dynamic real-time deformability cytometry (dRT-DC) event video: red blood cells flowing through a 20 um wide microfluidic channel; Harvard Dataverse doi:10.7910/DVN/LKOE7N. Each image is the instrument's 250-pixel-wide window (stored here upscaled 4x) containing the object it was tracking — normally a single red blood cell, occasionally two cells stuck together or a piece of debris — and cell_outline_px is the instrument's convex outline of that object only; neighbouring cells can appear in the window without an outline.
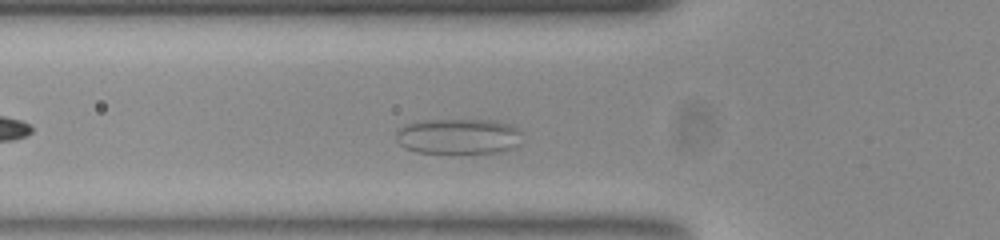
{"species": "common noctule bat (a hibernating species)", "species_latin": "Nyctalus noctula", "temperature_condition": "room temperature", "stored_images_in_passage": 47, "segment_of_instrument_passage": [1, 2], "camera_frame_rate_fps": 3000, "um_per_image_px": 0.085, "animal": {"sex": "female", "body_mass_g": 23.0, "forearm_length_mm": 53.4}, "frame": {"image": 1, "passage_image": 9, "time_ms": 2.667, "image_size_px": [1000, 240], "cell_outline_px": [[516, 132], [508, 148], [492, 152], [460, 156], [448, 156], [416, 152], [404, 148], [400, 144], [396, 136], [396, 132], [404, 124], [416, 120], [496, 120], [508, 124]], "centroid_in_image_um": [38.71, 11.63], "position_along_channel_um": 87.1, "area_um2": 26.13}}
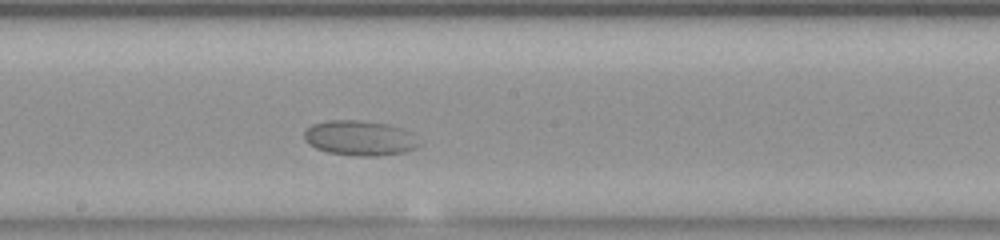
{"frame": {"image": 2, "passage_image": 20, "time_ms": 6.333, "image_size_px": [1000, 240], "cell_outline_px": [[416, 144], [412, 148], [404, 152], [372, 156], [356, 156], [328, 152], [316, 148], [304, 136], [304, 132], [312, 124], [328, 120], [360, 120], [384, 124], [400, 128]], "centroid_in_image_um": [30.44, 11.73], "position_along_channel_um": 217.8, "area_um2": 22.31}}
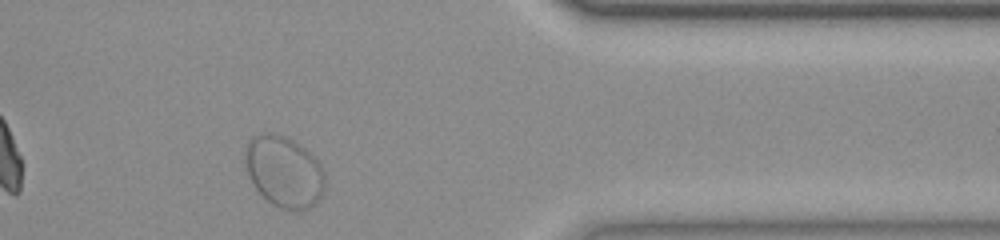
{"frame": {"image": 3, "passage_image": 36, "time_ms": 11.667, "image_size_px": [1000, 240], "cell_outline_px": [[324, 184], [320, 196], [304, 212], [292, 212], [280, 208], [272, 204], [256, 188], [248, 172], [248, 140], [252, 136], [260, 132], [268, 132], [280, 136], [296, 144], [312, 156], [316, 160], [320, 168], [324, 180]], "centroid_in_image_um": [24.14, 14.64], "position_along_channel_um": 387.3, "area_um2": 31.79}}